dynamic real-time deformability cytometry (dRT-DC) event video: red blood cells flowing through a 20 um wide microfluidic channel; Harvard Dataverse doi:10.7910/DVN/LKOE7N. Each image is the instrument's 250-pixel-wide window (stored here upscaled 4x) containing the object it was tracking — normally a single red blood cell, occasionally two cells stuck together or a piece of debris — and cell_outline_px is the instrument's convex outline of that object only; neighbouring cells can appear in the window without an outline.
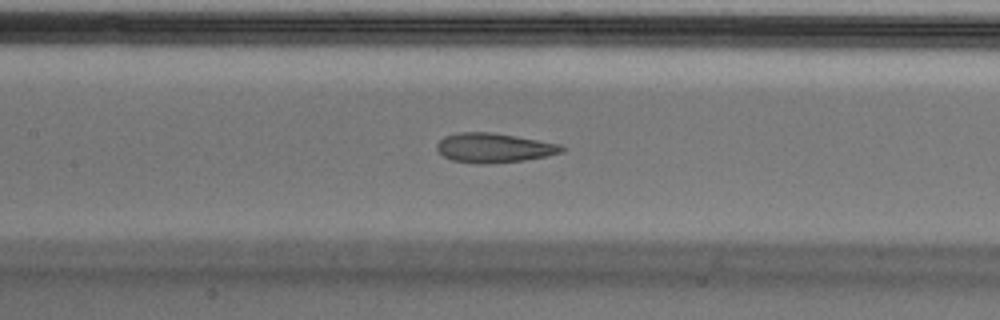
{"species": "Egyptian fruit bat (a non-hibernating species)", "species_latin": "Rousettus aegyptiacus", "temperature_condition": "cold", "stored_images_in_passage": 38, "camera_frame_rate_fps": 3000, "um_per_image_px": 0.085, "animal": {"sex": "male"}, "frame": {"image": 1, "passage_image": 9, "time_ms": 2.667, "image_size_px": [1000, 320], "cell_outline_px": [[568, 148], [564, 152], [524, 160], [488, 164], [480, 164], [452, 160], [444, 156], [436, 148], [436, 144], [444, 136], [456, 132], [492, 132], [516, 136], [560, 144]], "centroid_in_image_um": [41.99, 12.56], "position_along_channel_um": 165.4, "area_um2": 21.5}}
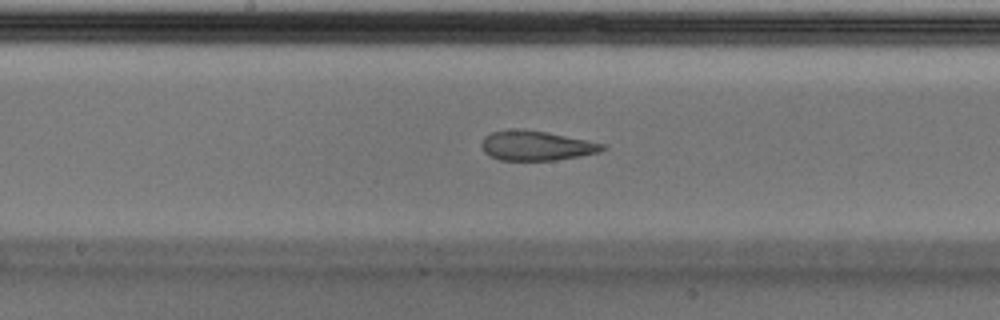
{"frame": {"image": 2, "passage_image": 12, "time_ms": 3.667, "image_size_px": [1000, 320], "cell_outline_px": [[608, 148], [600, 152], [580, 156], [556, 160], [500, 160], [484, 152], [480, 144], [484, 136], [492, 132], [512, 128], [548, 132], [588, 140], [604, 144]], "centroid_in_image_um": [45.59, 12.37], "position_along_channel_um": 202.6, "area_um2": 21.04}}
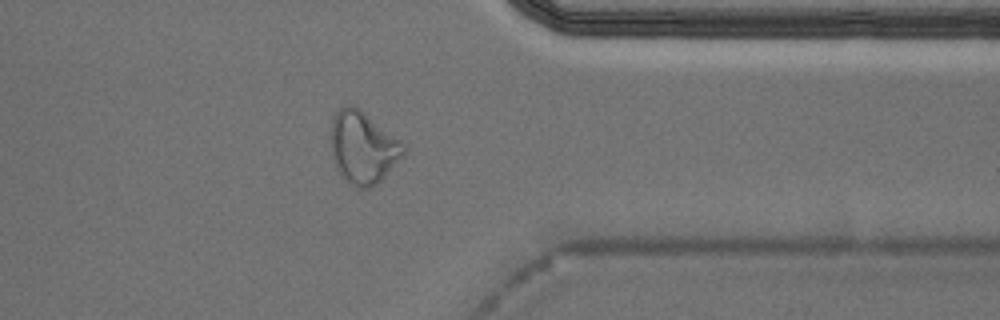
{"frame": {"image": 3, "passage_image": 27, "time_ms": 8.667, "image_size_px": [1000, 320], "cell_outline_px": [[404, 156], [380, 180], [368, 188], [356, 188], [340, 176], [332, 156], [328, 136], [332, 120], [336, 112], [344, 104], [348, 104], [364, 112], [400, 140], [404, 144]], "centroid_in_image_um": [30.8, 12.53], "position_along_channel_um": 380.6, "area_um2": 30.58}, "authors_computed_cell_mechanics": {"area_um2": 22.3686, "velocity_mm_per_s": 3.7255, "shape_relaxation_time_tau1_ms": null, "shape_relaxation_time_tau2_ms": 1.9939, "deformation_change_tau1": null, "deformation_change_tau2": 0.0866}}